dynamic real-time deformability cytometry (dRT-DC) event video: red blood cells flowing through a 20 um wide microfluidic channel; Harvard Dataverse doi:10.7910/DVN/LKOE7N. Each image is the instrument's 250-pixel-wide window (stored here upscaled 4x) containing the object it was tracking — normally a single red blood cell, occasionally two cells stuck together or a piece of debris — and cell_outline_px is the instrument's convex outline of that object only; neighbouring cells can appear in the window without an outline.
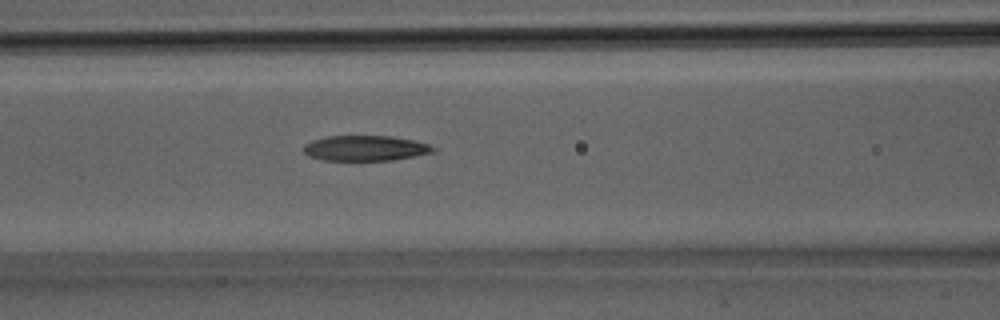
{"species": "Egyptian fruit bat (a non-hibernating species)", "species_latin": "Rousettus aegyptiacus", "temperature_condition": "room temperature", "stored_images_in_passage": 27, "camera_frame_rate_fps": 3000, "um_per_image_px": 0.085, "animal": {"sex": "male"}, "frame": {"image": 1, "passage_image": 8, "time_ms": 2.333, "image_size_px": [1000, 320], "cell_outline_px": [[436, 152], [416, 156], [392, 160], [320, 160], [308, 156], [304, 152], [304, 144], [312, 140], [328, 136], [392, 136], [412, 140], [428, 144], [436, 148]], "centroid_in_image_um": [31.06, 12.6], "position_along_channel_um": 135.5, "area_um2": 19.19}}
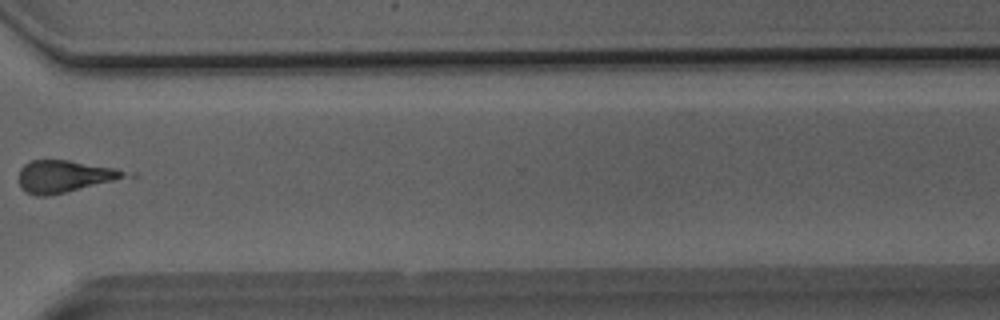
{"frame": {"image": 2, "passage_image": 19, "time_ms": 6.0, "image_size_px": [1000, 320], "cell_outline_px": [[124, 172], [120, 176], [112, 180], [52, 196], [36, 196], [24, 192], [20, 188], [20, 168], [24, 164], [32, 160], [68, 160], [116, 168]], "centroid_in_image_um": [5.31, 15.0], "position_along_channel_um": 365.3, "area_um2": 19.31}}
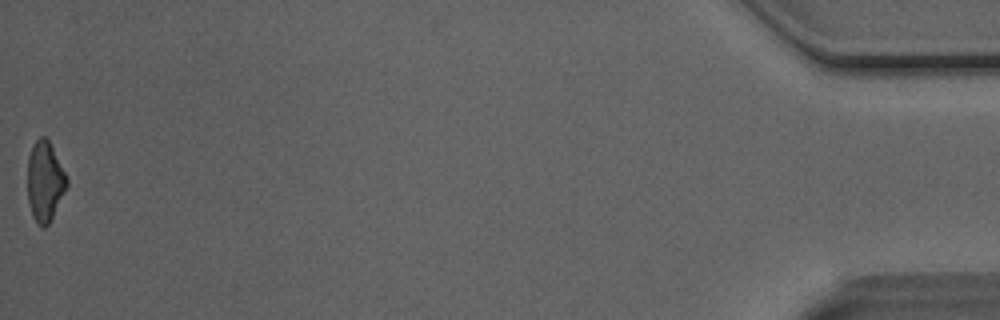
{"frame": {"image": 3, "passage_image": 27, "time_ms": 8.667, "image_size_px": [1000, 320], "cell_outline_px": [[68, 188], [48, 224], [44, 228], [40, 228], [32, 216], [28, 204], [28, 156], [32, 144], [40, 136], [44, 136], [48, 140], [68, 180]], "centroid_in_image_um": [3.8, 15.46], "position_along_channel_um": 431.4, "area_um2": 18.32}}